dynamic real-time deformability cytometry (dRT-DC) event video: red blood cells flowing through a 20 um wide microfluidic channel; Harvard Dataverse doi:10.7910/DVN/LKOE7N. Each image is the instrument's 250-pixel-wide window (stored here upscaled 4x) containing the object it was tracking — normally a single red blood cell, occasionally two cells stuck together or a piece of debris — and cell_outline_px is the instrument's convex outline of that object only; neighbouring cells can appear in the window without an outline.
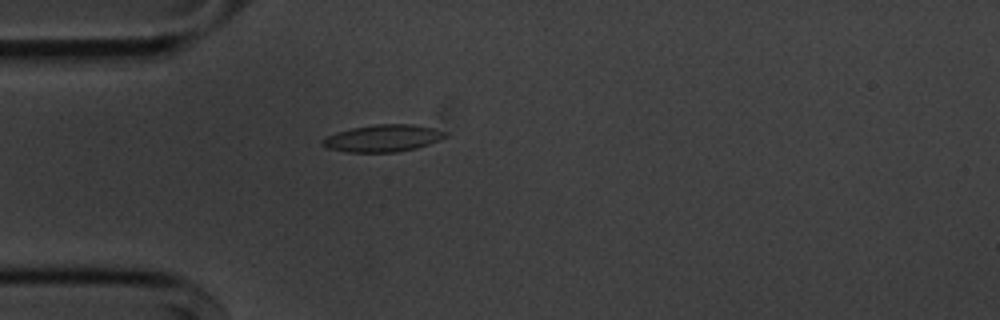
{"species": "common noctule bat (a hibernating species)", "species_latin": "Nyctalus noctula", "temperature_condition": "cold", "stored_images_in_passage": 34, "camera_frame_rate_fps": 3000, "um_per_image_px": 0.085, "animal": {"sex": "male", "body_mass_g": 20.1, "forearm_length_mm": 53.5}, "frame": {"image": 1, "passage_image": 2, "time_ms": 0.333, "image_size_px": [1000, 320], "cell_outline_px": [[448, 136], [440, 140], [416, 148], [396, 152], [344, 152], [324, 148], [320, 144], [320, 140], [336, 132], [352, 128], [376, 124], [412, 124], [432, 128], [448, 132]], "centroid_in_image_um": [32.51, 11.75], "position_along_channel_um": 52.5, "area_um2": 19.54}}
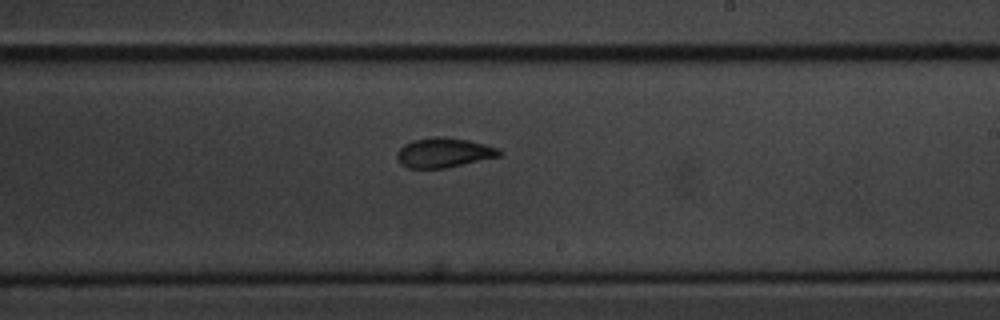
{"frame": {"image": 2, "passage_image": 19, "time_ms": 6.0, "image_size_px": [1000, 320], "cell_outline_px": [[504, 152], [500, 156], [444, 168], [408, 168], [400, 164], [396, 160], [396, 152], [404, 144], [412, 140], [432, 136], [444, 136], [468, 140], [500, 148]], "centroid_in_image_um": [37.7, 12.96], "position_along_channel_um": 251.3, "area_um2": 17.92}}
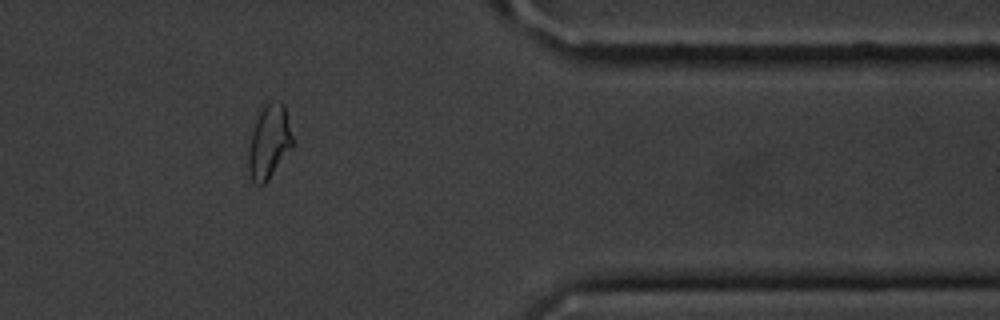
{"frame": {"image": 3, "passage_image": 32, "time_ms": 10.333, "image_size_px": [1000, 320], "cell_outline_px": [[292, 148], [268, 180], [264, 184], [256, 184], [252, 180], [248, 172], [248, 152], [252, 132], [260, 104], [272, 100], [280, 100], [284, 104], [292, 136]], "centroid_in_image_um": [22.85, 12.0], "position_along_channel_um": 388.5, "area_um2": 19.25}, "authors_computed_cell_mechanics": {"area_um2": 18.2648, "velocity_mm_per_s": 3.63, "shape_relaxation_time_tau1_ms": 5.1142, "shape_relaxation_time_tau2_ms": 2.4292, "deformation_change_tau1": 0.1129, "deformation_change_tau2": 0.0712}}